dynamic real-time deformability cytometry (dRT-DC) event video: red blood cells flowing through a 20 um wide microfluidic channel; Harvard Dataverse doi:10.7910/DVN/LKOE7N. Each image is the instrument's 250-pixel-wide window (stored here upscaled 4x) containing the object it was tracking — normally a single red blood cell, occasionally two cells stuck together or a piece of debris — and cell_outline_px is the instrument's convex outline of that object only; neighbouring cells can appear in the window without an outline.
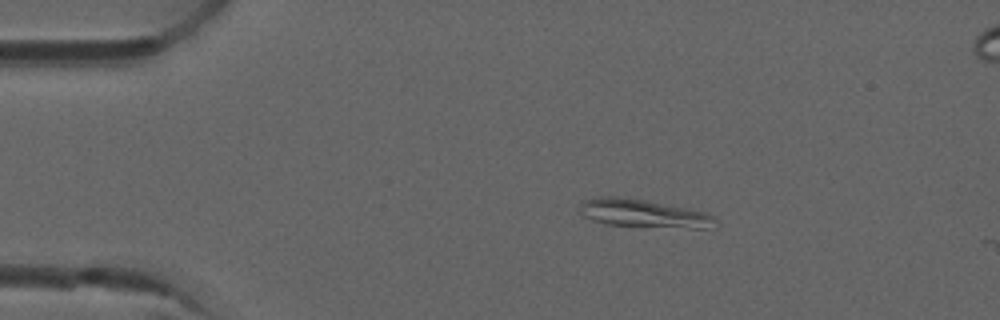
{"species": "common noctule bat (a hibernating species)", "species_latin": "Nyctalus noctula", "temperature_condition": "room temperature", "stored_images_in_passage": 4, "camera_frame_rate_fps": 3000, "um_per_image_px": 0.085, "animal": {"sex": "male", "forearm_length_mm": 52.5}, "frame": {"image": 1, "passage_image": 1, "time_ms": 0.0, "image_size_px": [1000, 320], "cell_outline_px": [[716, 220], [704, 228], [692, 228], [604, 224], [592, 220], [584, 216], [580, 212], [580, 204], [584, 200], [600, 196], [612, 196], [644, 200], [708, 212]], "centroid_in_image_um": [54.62, 18.13], "position_along_channel_um": 30.4, "area_um2": 21.68}}
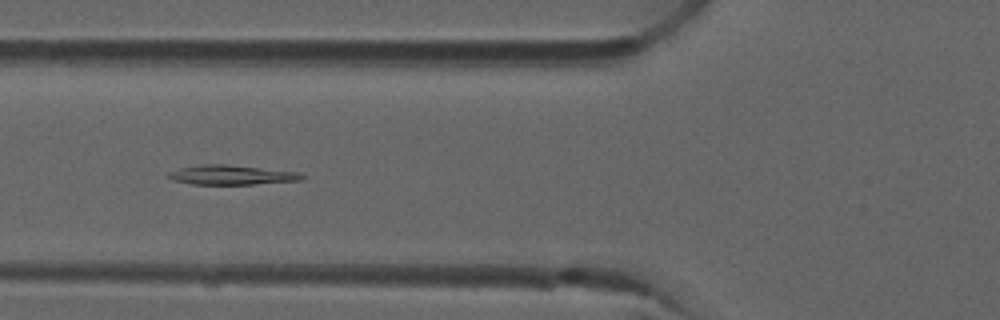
{"frame": {"image": 2, "passage_image": 4, "time_ms": 1.0, "image_size_px": [1000, 320], "cell_outline_px": [[304, 180], [252, 184], [192, 184], [172, 180], [164, 176], [168, 172], [180, 168], [200, 164], [228, 164], [300, 172], [304, 176]], "centroid_in_image_um": [19.65, 14.86], "position_along_channel_um": 106.1, "area_um2": 15.37}}